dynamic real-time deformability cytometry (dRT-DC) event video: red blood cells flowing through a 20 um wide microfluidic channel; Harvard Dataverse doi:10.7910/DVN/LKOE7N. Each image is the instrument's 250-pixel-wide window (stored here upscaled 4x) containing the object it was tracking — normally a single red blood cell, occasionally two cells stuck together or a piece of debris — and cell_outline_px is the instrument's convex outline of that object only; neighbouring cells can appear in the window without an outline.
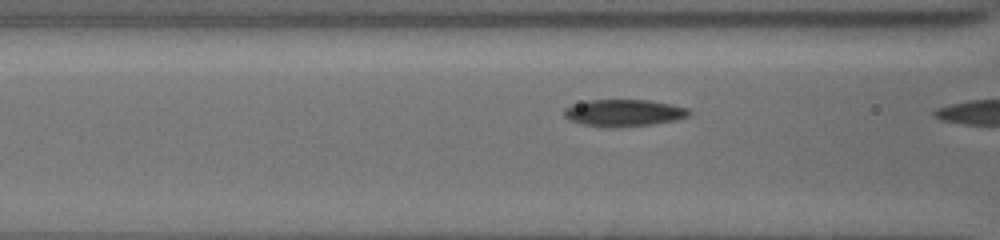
{"species": "common noctule bat (a hibernating species)", "species_latin": "Nyctalus noctula", "temperature_condition": "cold", "stored_images_in_passage": 8, "camera_frame_rate_fps": 3000, "um_per_image_px": 0.085, "animal": {"sex": "female", "body_mass_g": 19.5, "forearm_length_mm": 54.1}, "frame": {"image": 1, "passage_image": 7, "time_ms": 2.0, "image_size_px": [1000, 240], "cell_outline_px": [[692, 112], [688, 116], [676, 120], [652, 124], [616, 128], [604, 128], [580, 124], [568, 120], [564, 116], [564, 108], [572, 104], [588, 100], [648, 100], [688, 108]], "centroid_in_image_um": [52.97, 9.61], "position_along_channel_um": 113.6, "area_um2": 19.88}}